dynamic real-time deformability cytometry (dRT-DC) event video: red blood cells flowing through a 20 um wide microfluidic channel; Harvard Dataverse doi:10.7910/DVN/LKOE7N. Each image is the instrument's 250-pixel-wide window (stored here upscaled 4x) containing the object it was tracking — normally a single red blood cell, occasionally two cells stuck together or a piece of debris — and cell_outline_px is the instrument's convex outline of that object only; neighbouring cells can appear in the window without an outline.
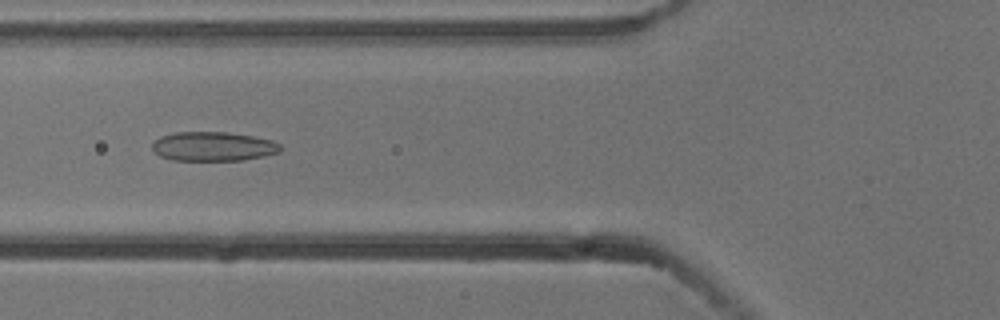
{"species": "common noctule bat (a hibernating species)", "species_latin": "Nyctalus noctula", "temperature_condition": "cold", "stored_images_in_passage": 5, "camera_frame_rate_fps": 3000, "um_per_image_px": 0.085, "animal": {"sex": "male", "body_mass_g": 13.3}, "frame": {"image": 1, "passage_image": 4, "time_ms": 1.0, "image_size_px": [1000, 320], "cell_outline_px": [[284, 148], [280, 152], [264, 156], [244, 160], [172, 160], [160, 156], [152, 152], [152, 140], [160, 136], [176, 132], [228, 132], [252, 136], [272, 140], [280, 144]], "centroid_in_image_um": [18.1, 12.44], "position_along_channel_um": 107.7, "area_um2": 22.14}}
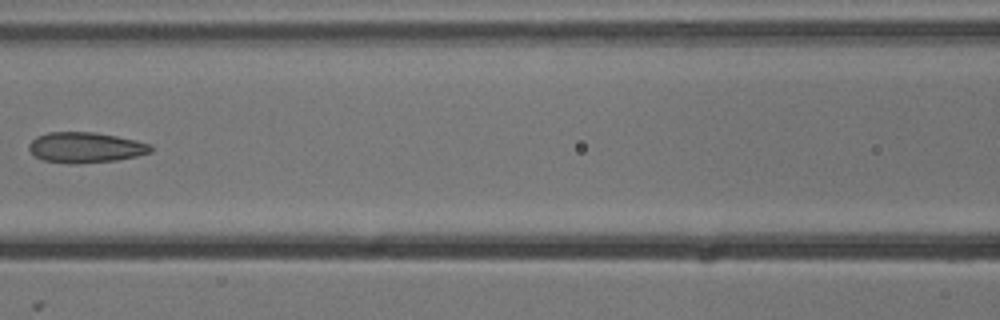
{"frame": {"image": 2, "passage_image": 5, "time_ms": 1.333, "image_size_px": [1000, 320], "cell_outline_px": [[152, 152], [136, 156], [116, 160], [76, 164], [68, 164], [44, 160], [36, 156], [28, 148], [28, 144], [36, 136], [48, 132], [92, 132], [116, 136], [136, 140], [152, 144]], "centroid_in_image_um": [7.27, 12.53], "position_along_channel_um": 159.3, "area_um2": 21.68}}